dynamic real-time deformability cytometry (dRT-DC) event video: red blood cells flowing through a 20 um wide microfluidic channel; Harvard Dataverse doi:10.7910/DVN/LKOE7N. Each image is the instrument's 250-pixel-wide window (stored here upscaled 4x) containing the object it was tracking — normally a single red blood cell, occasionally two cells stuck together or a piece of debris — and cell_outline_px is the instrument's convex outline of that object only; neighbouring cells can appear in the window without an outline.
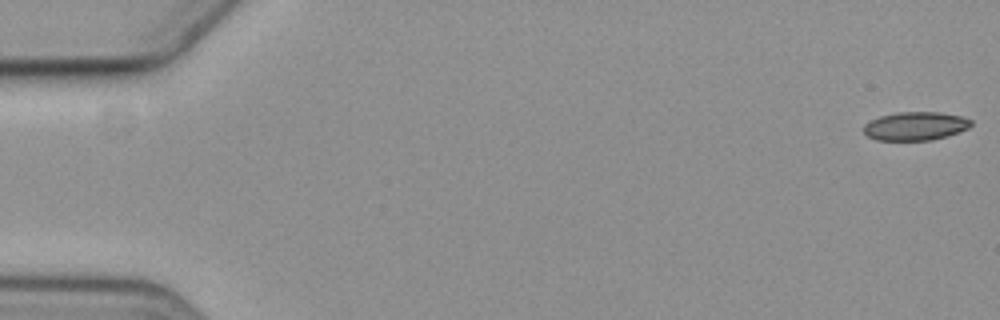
{"species": "common noctule bat (a hibernating species)", "species_latin": "Nyctalus noctula", "temperature_condition": "cold", "stored_images_in_passage": 6, "camera_frame_rate_fps": 3000, "um_per_image_px": 0.085, "animal": {"sex": "female", "body_mass_g": 19.3, "forearm_length_mm": 54.1}, "frame": {"image": 1, "passage_image": 1, "time_ms": 0.0, "image_size_px": [1000, 320], "cell_outline_px": [[972, 124], [968, 128], [948, 136], [932, 140], [876, 140], [868, 136], [864, 132], [864, 124], [880, 116], [900, 112], [940, 112], [960, 116], [972, 120]], "centroid_in_image_um": [77.82, 10.72], "position_along_channel_um": 7.2, "area_um2": 17.74}}